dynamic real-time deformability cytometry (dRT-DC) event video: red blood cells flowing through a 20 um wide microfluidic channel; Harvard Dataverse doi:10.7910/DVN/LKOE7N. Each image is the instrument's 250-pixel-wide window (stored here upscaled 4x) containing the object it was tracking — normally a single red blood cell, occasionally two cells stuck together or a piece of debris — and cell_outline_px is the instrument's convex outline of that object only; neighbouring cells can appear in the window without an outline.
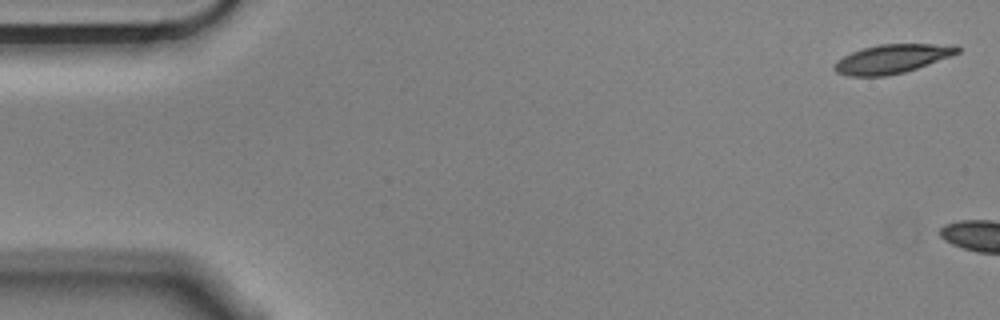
{"species": "Egyptian fruit bat (a non-hibernating species)", "species_latin": "Rousettus aegyptiacus", "temperature_condition": "cold", "stored_images_in_passage": 2, "camera_frame_rate_fps": 3000, "um_per_image_px": 0.085, "animal": {"sex": "male"}, "frame": {"image": 1, "passage_image": 1, "time_ms": 0.0, "image_size_px": [1000, 320], "cell_outline_px": [[960, 52], [928, 64], [904, 72], [884, 76], [848, 76], [836, 72], [836, 60], [852, 52], [864, 48], [880, 44], [956, 44], [960, 48]], "centroid_in_image_um": [75.85, 4.99], "position_along_channel_um": 9.2, "area_um2": 20.46}}